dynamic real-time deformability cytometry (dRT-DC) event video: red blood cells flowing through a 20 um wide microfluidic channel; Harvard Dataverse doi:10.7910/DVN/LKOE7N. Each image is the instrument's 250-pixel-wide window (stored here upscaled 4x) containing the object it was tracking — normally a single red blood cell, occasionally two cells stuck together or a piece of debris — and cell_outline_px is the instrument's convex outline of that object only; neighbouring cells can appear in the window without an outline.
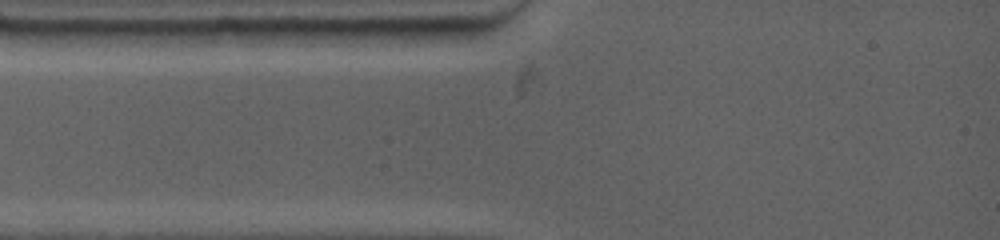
{"species": "common noctule bat (a hibernating species)", "species_latin": "Nyctalus noctula", "temperature_condition": "warm", "stored_images_in_passage": 3, "camera_frame_rate_fps": 4500, "um_per_image_px": 0.085, "animal": {"sex": "female", "body_mass_g": 19.0, "forearm_length_mm": 53.3}, "frame": {"image": 1, "passage_image": 1, "time_ms": 0.0, "image_size_px": [1000, 240], "cell_outline_px": [[316, 28], [308, 44], [212, 48], [180, 44], [168, 32], [176, 28]], "centroid_in_image_um": [20.55, 3.13], "position_along_channel_um": 64.5, "area_um2": 17.86}}